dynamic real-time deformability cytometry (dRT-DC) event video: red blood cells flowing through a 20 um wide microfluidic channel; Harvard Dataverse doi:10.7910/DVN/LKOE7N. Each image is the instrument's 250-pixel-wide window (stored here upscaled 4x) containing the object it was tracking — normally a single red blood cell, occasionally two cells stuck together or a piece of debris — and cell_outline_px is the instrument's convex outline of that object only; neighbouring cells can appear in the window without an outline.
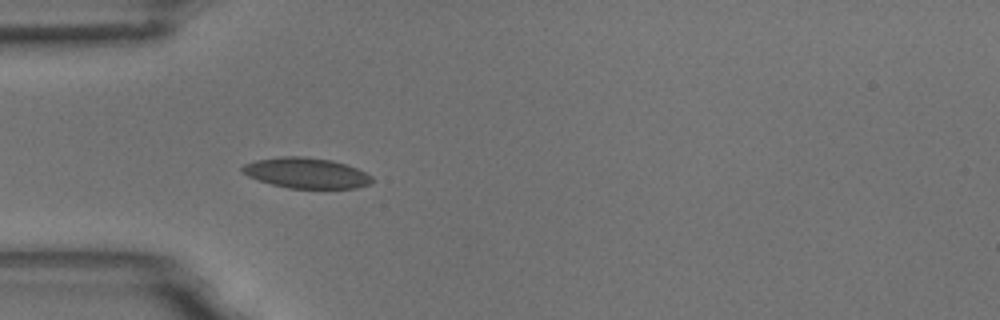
{"species": "common noctule bat (a hibernating species)", "species_latin": "Nyctalus noctula", "temperature_condition": "room temperature", "stored_images_in_passage": 8, "camera_frame_rate_fps": 3000, "um_per_image_px": 0.085, "animal": {"sex": "male", "body_mass_g": 18.8}, "frame": {"image": 1, "passage_image": 1, "time_ms": 0.0, "image_size_px": [1000, 320], "cell_outline_px": [[372, 180], [368, 184], [356, 188], [288, 188], [272, 184], [248, 176], [240, 172], [240, 168], [244, 164], [256, 160], [280, 156], [304, 156], [332, 160], [356, 168], [372, 176]], "centroid_in_image_um": [25.99, 14.69], "position_along_channel_um": 59.0, "area_um2": 22.95}}